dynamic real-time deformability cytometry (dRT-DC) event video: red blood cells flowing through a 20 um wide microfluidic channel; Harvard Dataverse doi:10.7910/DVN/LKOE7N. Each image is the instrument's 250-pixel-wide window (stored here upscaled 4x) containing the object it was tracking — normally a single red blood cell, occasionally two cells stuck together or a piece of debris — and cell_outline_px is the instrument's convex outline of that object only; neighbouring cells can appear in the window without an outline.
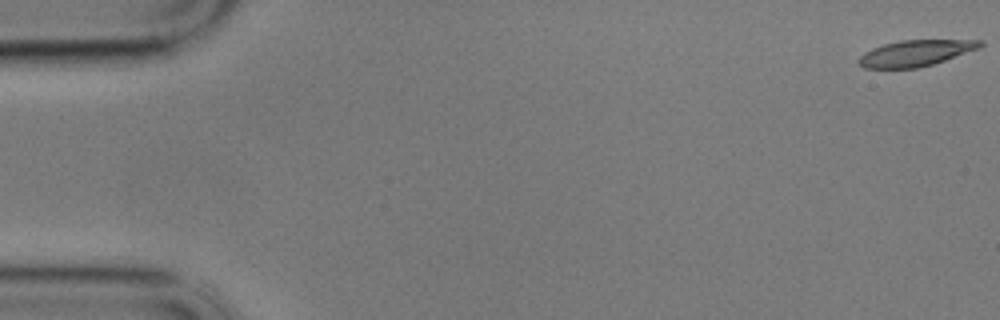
{"species": "common noctule bat (a hibernating species)", "species_latin": "Nyctalus noctula", "temperature_condition": "cold", "stored_images_in_passage": 59, "camera_frame_rate_fps": 3000, "um_per_image_px": 0.085, "animal": {"sex": "male", "body_mass_g": 17.9}, "frame": {"image": 1, "passage_image": 1, "time_ms": 0.0, "image_size_px": [1000, 320], "cell_outline_px": [[984, 44], [980, 48], [932, 64], [916, 68], [864, 68], [856, 60], [864, 52], [872, 48], [884, 44], [900, 40], [984, 40]], "centroid_in_image_um": [77.81, 4.51], "position_along_channel_um": 7.2, "area_um2": 18.38}}
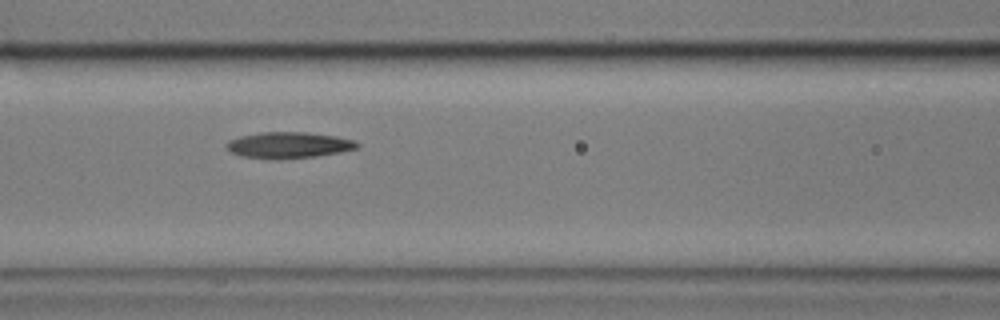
{"frame": {"image": 2, "passage_image": 25, "time_ms": 8.0, "image_size_px": [1000, 320], "cell_outline_px": [[360, 148], [340, 152], [316, 156], [280, 160], [272, 160], [240, 156], [232, 152], [224, 144], [228, 140], [240, 136], [260, 132], [308, 132], [336, 136], [352, 140], [360, 144]], "centroid_in_image_um": [24.52, 12.34], "position_along_channel_um": 142.1, "area_um2": 20.23}}
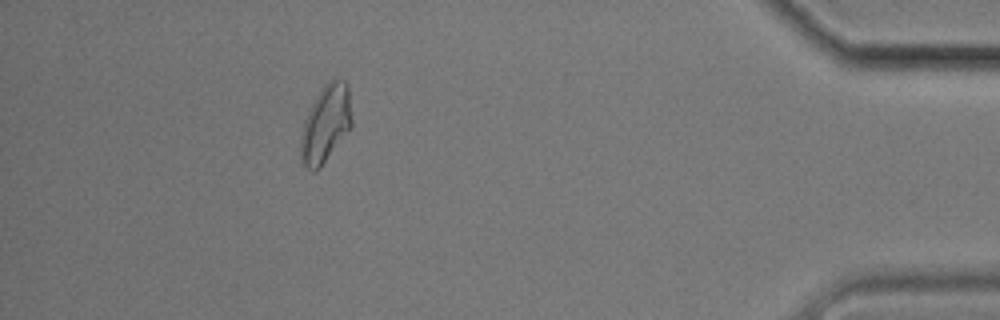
{"frame": {"image": 3, "passage_image": 53, "time_ms": 17.333, "image_size_px": [1000, 320], "cell_outline_px": [[352, 128], [320, 168], [316, 172], [312, 172], [300, 160], [300, 136], [304, 120], [320, 88], [328, 80], [336, 76], [344, 80], [348, 84], [352, 120]], "centroid_in_image_um": [27.69, 10.51], "position_along_channel_um": 407.5, "area_um2": 23.58}, "authors_computed_cell_mechanics": {"area_um2": 19.941, "velocity_mm_per_s": 3.4122, "shape_relaxation_time_tau1_ms": 5.584, "shape_relaxation_time_tau2_ms": null, "deformation_change_tau1": 0.1678, "deformation_change_tau2": null}}